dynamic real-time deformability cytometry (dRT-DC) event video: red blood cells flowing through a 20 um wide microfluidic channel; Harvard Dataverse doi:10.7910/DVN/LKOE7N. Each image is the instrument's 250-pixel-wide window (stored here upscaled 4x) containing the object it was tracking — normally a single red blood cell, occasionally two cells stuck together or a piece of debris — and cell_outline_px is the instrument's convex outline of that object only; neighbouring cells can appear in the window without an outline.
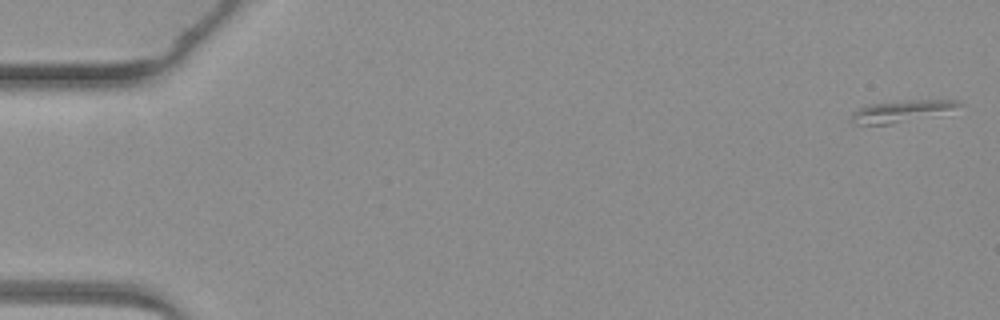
{"species": "common noctule bat (a hibernating species)", "species_latin": "Nyctalus noctula", "temperature_condition": "warm", "stored_images_in_passage": 5, "camera_frame_rate_fps": 3000, "um_per_image_px": 0.085, "animal": {"sex": "female", "body_mass_g": 19.3, "forearm_length_mm": 54.1}, "frame": {"image": 1, "passage_image": 1, "time_ms": 0.0, "image_size_px": [1000, 320], "cell_outline_px": [[964, 104], [892, 124], [852, 124], [848, 120], [852, 112], [856, 108], [868, 104], [904, 100], [960, 100]], "centroid_in_image_um": [76.36, 9.43], "position_along_channel_um": 8.6, "area_um2": 13.01}}
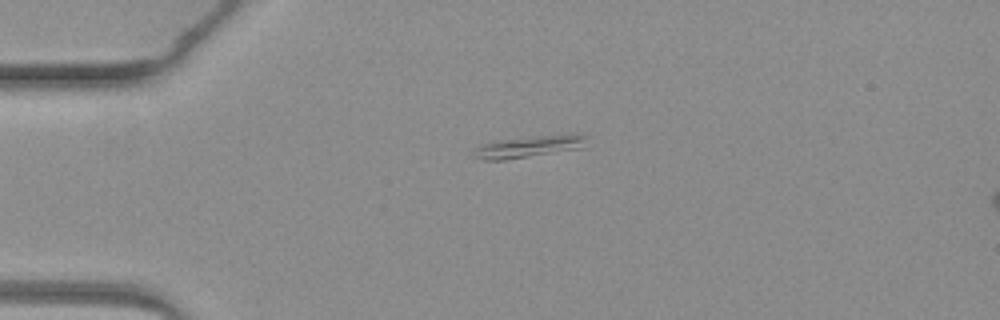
{"frame": {"image": 2, "passage_image": 4, "time_ms": 3.667, "image_size_px": [1000, 320], "cell_outline_px": [[588, 136], [580, 148], [504, 160], [484, 160], [472, 156], [472, 152], [476, 148], [484, 144], [500, 140], [572, 132], [580, 132]], "centroid_in_image_um": [45.0, 12.43], "position_along_channel_um": 40.0, "area_um2": 14.28}}